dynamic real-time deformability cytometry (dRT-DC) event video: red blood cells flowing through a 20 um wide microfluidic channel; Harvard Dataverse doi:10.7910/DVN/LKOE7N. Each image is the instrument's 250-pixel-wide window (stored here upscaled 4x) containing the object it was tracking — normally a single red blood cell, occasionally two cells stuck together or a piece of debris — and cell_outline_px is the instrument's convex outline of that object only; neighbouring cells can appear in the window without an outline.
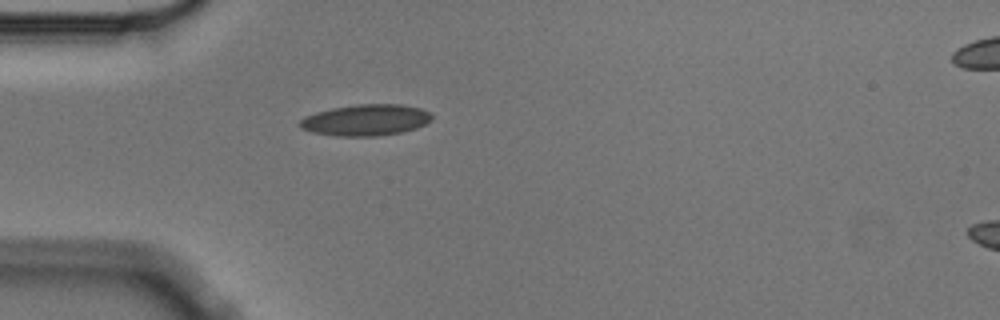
{"species": "Egyptian fruit bat (a non-hibernating species)", "species_latin": "Rousettus aegyptiacus", "temperature_condition": "cold", "stored_images_in_passage": 2, "segment_of_instrument_passage": [1, 2], "camera_frame_rate_fps": 3000, "um_per_image_px": 0.085, "animal": {"sex": "male"}, "frame": {"image": 1, "passage_image": 1, "time_ms": 0.0, "image_size_px": [1000, 320], "cell_outline_px": [[432, 120], [416, 128], [400, 132], [380, 136], [336, 136], [312, 132], [300, 128], [296, 124], [304, 116], [316, 112], [332, 108], [356, 104], [400, 104], [420, 108], [428, 112], [432, 116]], "centroid_in_image_um": [31.04, 10.2], "position_along_channel_um": 54.0, "area_um2": 24.16}}